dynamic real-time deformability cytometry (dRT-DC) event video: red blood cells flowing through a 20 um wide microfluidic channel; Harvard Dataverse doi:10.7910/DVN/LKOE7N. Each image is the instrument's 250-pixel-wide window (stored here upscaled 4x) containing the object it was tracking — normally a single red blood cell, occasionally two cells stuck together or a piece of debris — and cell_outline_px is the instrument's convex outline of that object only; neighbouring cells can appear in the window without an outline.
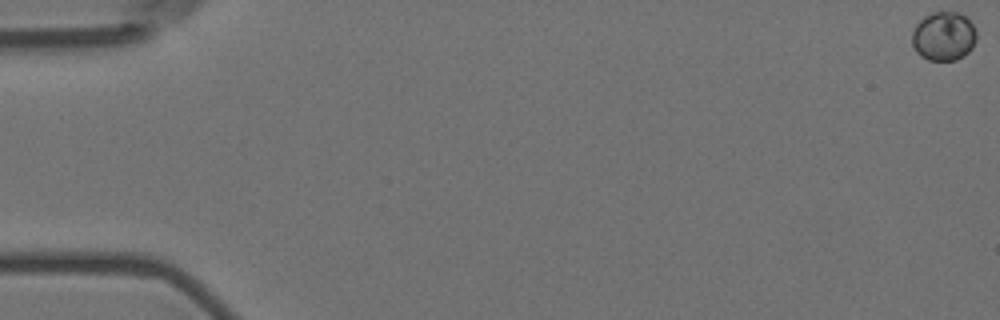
{"species": "Egyptian fruit bat (a non-hibernating species)", "species_latin": "Rousettus aegyptiacus", "temperature_condition": "room temperature", "stored_images_in_passage": 28, "camera_frame_rate_fps": 3000, "um_per_image_px": 0.085, "animal": {"sex": "female"}, "frame": {"image": 1, "passage_image": 1, "time_ms": 0.0, "image_size_px": [1000, 320], "cell_outline_px": [[976, 40], [972, 48], [964, 56], [956, 60], [928, 60], [920, 56], [916, 52], [912, 44], [912, 32], [916, 24], [924, 16], [932, 12], [956, 12], [964, 16], [972, 24], [976, 32]], "centroid_in_image_um": [80.19, 3.09], "position_along_channel_um": 4.8, "area_um2": 18.44}}
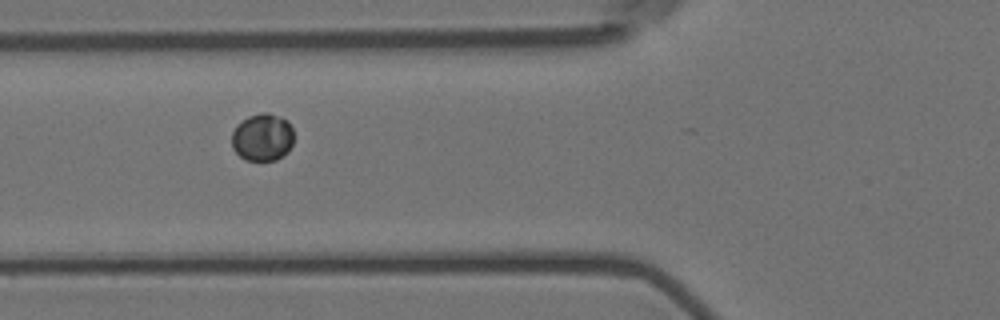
{"frame": {"image": 2, "passage_image": 23, "time_ms": 7.333, "image_size_px": [1000, 320], "cell_outline_px": [[292, 144], [288, 152], [276, 160], [244, 160], [232, 148], [232, 132], [236, 124], [248, 116], [260, 112], [268, 112], [280, 116], [288, 120], [292, 128]], "centroid_in_image_um": [22.3, 11.65], "position_along_channel_um": 103.5, "area_um2": 17.4}}
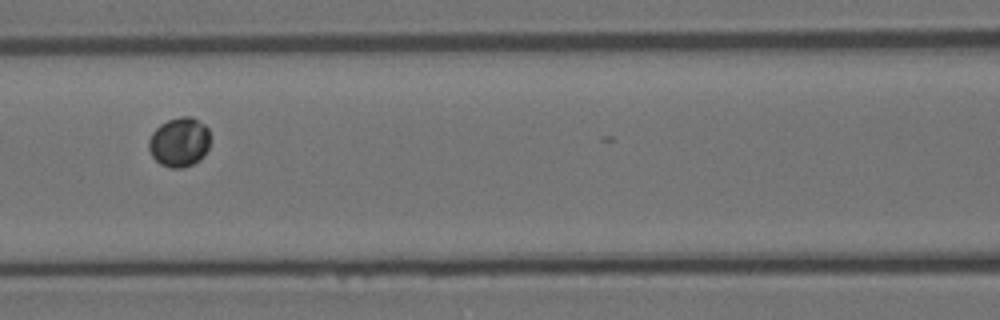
{"frame": {"image": 3, "passage_image": 27, "time_ms": 8.667, "image_size_px": [1000, 320], "cell_outline_px": [[208, 148], [204, 156], [200, 160], [192, 164], [180, 168], [172, 168], [160, 164], [152, 156], [148, 148], [148, 140], [152, 132], [160, 124], [168, 120], [180, 116], [192, 116], [204, 124], [208, 128]], "centroid_in_image_um": [15.23, 12.07], "position_along_channel_um": 151.4, "area_um2": 17.74}}